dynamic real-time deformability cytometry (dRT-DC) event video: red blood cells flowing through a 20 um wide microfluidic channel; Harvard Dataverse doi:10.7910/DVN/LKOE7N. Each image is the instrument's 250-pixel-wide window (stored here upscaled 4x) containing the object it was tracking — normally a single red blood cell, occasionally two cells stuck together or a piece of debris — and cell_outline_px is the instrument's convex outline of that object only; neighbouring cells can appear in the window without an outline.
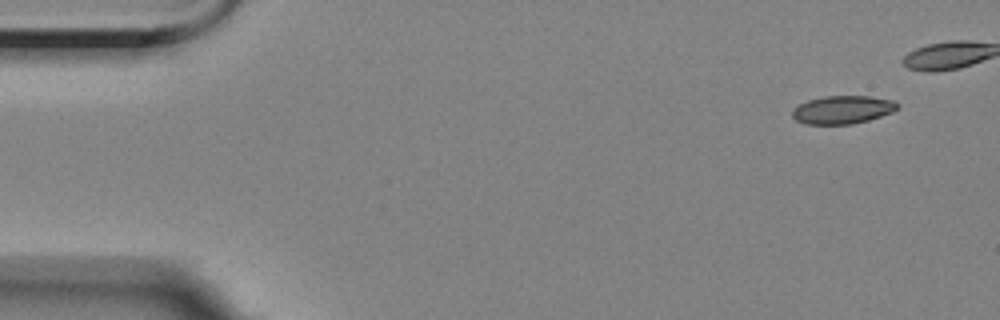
{"species": "Egyptian fruit bat (a non-hibernating species)", "species_latin": "Rousettus aegyptiacus", "temperature_condition": "room temperature", "stored_images_in_passage": 5, "camera_frame_rate_fps": 3000, "um_per_image_px": 0.085, "animal": {"sex": "female"}, "frame": {"image": 1, "passage_image": 1, "time_ms": 0.0, "image_size_px": [1000, 320], "cell_outline_px": [[900, 108], [892, 112], [868, 120], [852, 124], [804, 124], [796, 120], [792, 116], [792, 108], [808, 100], [824, 96], [868, 96], [892, 100], [900, 104]], "centroid_in_image_um": [71.62, 9.32], "position_along_channel_um": 13.4, "area_um2": 17.28}}